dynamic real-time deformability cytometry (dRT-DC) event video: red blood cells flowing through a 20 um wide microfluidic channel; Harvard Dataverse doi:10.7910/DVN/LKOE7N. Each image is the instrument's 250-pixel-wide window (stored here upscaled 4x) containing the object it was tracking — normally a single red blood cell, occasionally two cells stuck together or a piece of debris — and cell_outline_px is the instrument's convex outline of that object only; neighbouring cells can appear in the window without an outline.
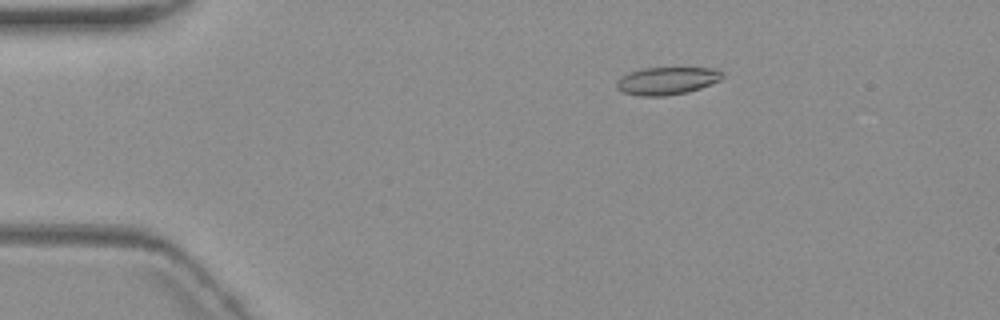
{"species": "common noctule bat (a hibernating species)", "species_latin": "Nyctalus noctula", "temperature_condition": "warm", "stored_images_in_passage": 4, "camera_frame_rate_fps": 3000, "um_per_image_px": 0.085, "animal": {"sex": "female", "body_mass_g": 19.3, "forearm_length_mm": 54.1}, "frame": {"image": 1, "passage_image": 2, "time_ms": 1.333, "image_size_px": [1000, 320], "cell_outline_px": [[724, 76], [720, 80], [700, 88], [688, 92], [664, 96], [640, 96], [624, 92], [616, 88], [616, 84], [620, 76], [628, 72], [644, 68], [716, 68], [724, 72]], "centroid_in_image_um": [56.7, 6.86], "position_along_channel_um": 28.3, "area_um2": 17.11}}